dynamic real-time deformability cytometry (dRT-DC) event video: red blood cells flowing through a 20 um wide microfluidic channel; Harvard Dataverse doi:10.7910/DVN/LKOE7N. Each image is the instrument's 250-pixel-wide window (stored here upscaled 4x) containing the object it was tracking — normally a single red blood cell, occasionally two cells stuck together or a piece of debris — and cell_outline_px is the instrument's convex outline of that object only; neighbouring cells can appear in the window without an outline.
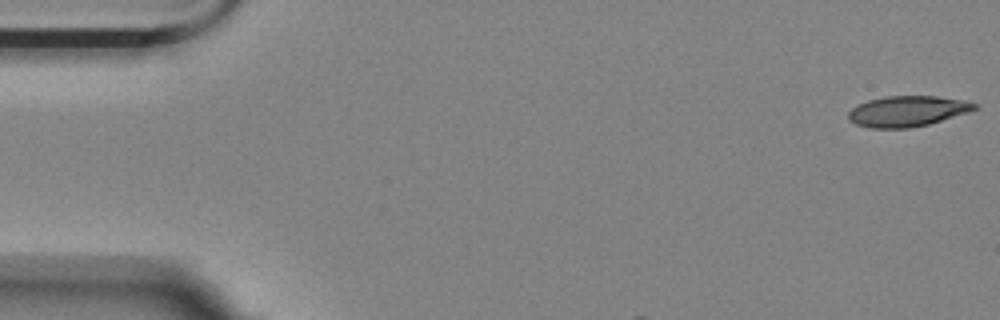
{"species": "Egyptian fruit bat (a non-hibernating species)", "species_latin": "Rousettus aegyptiacus", "temperature_condition": "room temperature", "stored_images_in_passage": 5, "camera_frame_rate_fps": 3000, "um_per_image_px": 0.085, "animal": {"sex": "female"}, "frame": {"image": 1, "passage_image": 1, "time_ms": 0.0, "image_size_px": [1000, 320], "cell_outline_px": [[980, 108], [968, 112], [928, 124], [908, 128], [872, 128], [856, 124], [848, 120], [848, 112], [856, 104], [868, 100], [884, 96], [936, 96], [964, 100], [980, 104]], "centroid_in_image_um": [77.13, 9.44], "position_along_channel_um": 7.9, "area_um2": 22.66}}